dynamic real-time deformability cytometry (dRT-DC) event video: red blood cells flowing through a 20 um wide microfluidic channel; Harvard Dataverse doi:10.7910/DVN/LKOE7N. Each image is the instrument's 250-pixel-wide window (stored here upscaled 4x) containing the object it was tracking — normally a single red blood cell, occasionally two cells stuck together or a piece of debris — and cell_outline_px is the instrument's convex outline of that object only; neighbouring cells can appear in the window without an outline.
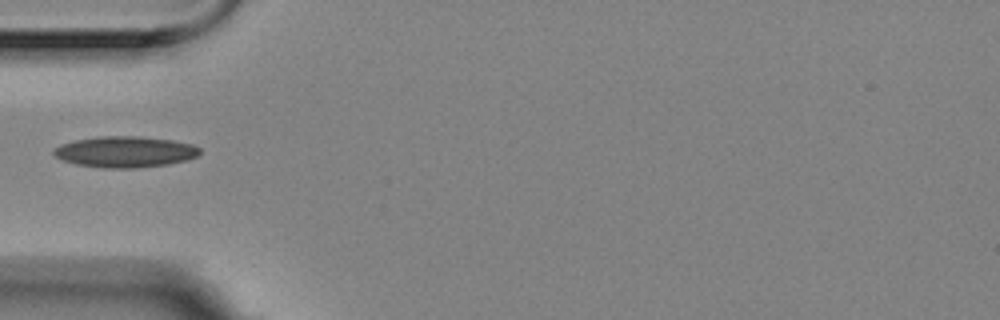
{"species": "Egyptian fruit bat (a non-hibernating species)", "species_latin": "Rousettus aegyptiacus", "temperature_condition": "room temperature", "stored_images_in_passage": 5, "camera_frame_rate_fps": 3000, "um_per_image_px": 0.085, "animal": {"sex": "female"}, "frame": {"image": 1, "passage_image": 5, "time_ms": 1.333, "image_size_px": [1000, 320], "cell_outline_px": [[200, 152], [196, 156], [188, 160], [168, 164], [136, 168], [104, 168], [76, 164], [64, 160], [56, 156], [52, 152], [60, 144], [76, 140], [100, 136], [140, 136], [172, 140], [192, 144], [200, 148]], "centroid_in_image_um": [10.66, 12.9], "position_along_channel_um": 74.3, "area_um2": 26.36}}